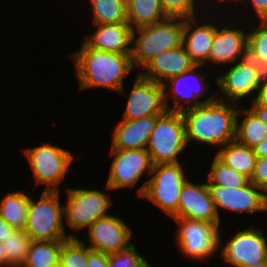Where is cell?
Listing matches in <instances>:
<instances>
[{
    "label": "cell",
    "mask_w": 267,
    "mask_h": 267,
    "mask_svg": "<svg viewBox=\"0 0 267 267\" xmlns=\"http://www.w3.org/2000/svg\"><path fill=\"white\" fill-rule=\"evenodd\" d=\"M197 0H160L161 6L169 17H196Z\"/></svg>",
    "instance_id": "34"
},
{
    "label": "cell",
    "mask_w": 267,
    "mask_h": 267,
    "mask_svg": "<svg viewBox=\"0 0 267 267\" xmlns=\"http://www.w3.org/2000/svg\"><path fill=\"white\" fill-rule=\"evenodd\" d=\"M195 65L181 45L155 56L143 67L147 73L140 72L139 74L146 79L162 84L164 82L162 80L182 74Z\"/></svg>",
    "instance_id": "18"
},
{
    "label": "cell",
    "mask_w": 267,
    "mask_h": 267,
    "mask_svg": "<svg viewBox=\"0 0 267 267\" xmlns=\"http://www.w3.org/2000/svg\"><path fill=\"white\" fill-rule=\"evenodd\" d=\"M208 182L207 184H217L228 188H241L249 182V179L225 165L215 156L209 172Z\"/></svg>",
    "instance_id": "31"
},
{
    "label": "cell",
    "mask_w": 267,
    "mask_h": 267,
    "mask_svg": "<svg viewBox=\"0 0 267 267\" xmlns=\"http://www.w3.org/2000/svg\"><path fill=\"white\" fill-rule=\"evenodd\" d=\"M234 1L243 2L244 0H234ZM250 1H251L252 6L254 7L253 9L257 14L256 16H258L259 21H266L267 20V0H250Z\"/></svg>",
    "instance_id": "38"
},
{
    "label": "cell",
    "mask_w": 267,
    "mask_h": 267,
    "mask_svg": "<svg viewBox=\"0 0 267 267\" xmlns=\"http://www.w3.org/2000/svg\"><path fill=\"white\" fill-rule=\"evenodd\" d=\"M200 66L201 65H195L190 70L185 71L184 73L179 74L177 76H173V77L169 78L167 81L171 82L172 87H173L170 89L169 93L166 91L167 81L162 83V86L164 88V93H163L164 94V102H165V106L167 108V111L182 113L183 111H185L187 109L198 107L203 103H211L217 99V94H213L210 97H208L206 100L201 101L200 96L203 93H205L206 90H209V86H207L205 83V80H204L205 77L203 75H199L198 71L196 70V69H199ZM187 77L188 78L190 77L191 80L193 78L194 80L198 81L197 86L194 87L193 85L190 86V85L186 84L187 83ZM185 81H186V83H185ZM180 87H182V90ZM170 94H171V98L174 101V106H173V108L171 107V109L168 107V103L166 102V100L169 99ZM179 100L180 101L185 100L184 101L185 103L192 102V104L188 105V106L187 105L184 106V104L180 105ZM193 101H194V103H193Z\"/></svg>",
    "instance_id": "17"
},
{
    "label": "cell",
    "mask_w": 267,
    "mask_h": 267,
    "mask_svg": "<svg viewBox=\"0 0 267 267\" xmlns=\"http://www.w3.org/2000/svg\"><path fill=\"white\" fill-rule=\"evenodd\" d=\"M221 148L216 157L228 167L250 179L257 160L254 149L236 140L230 141Z\"/></svg>",
    "instance_id": "24"
},
{
    "label": "cell",
    "mask_w": 267,
    "mask_h": 267,
    "mask_svg": "<svg viewBox=\"0 0 267 267\" xmlns=\"http://www.w3.org/2000/svg\"><path fill=\"white\" fill-rule=\"evenodd\" d=\"M161 115H151L135 120L123 119L117 125L112 149H146L157 119Z\"/></svg>",
    "instance_id": "21"
},
{
    "label": "cell",
    "mask_w": 267,
    "mask_h": 267,
    "mask_svg": "<svg viewBox=\"0 0 267 267\" xmlns=\"http://www.w3.org/2000/svg\"><path fill=\"white\" fill-rule=\"evenodd\" d=\"M266 75L267 73L248 57L240 60L223 76L217 78L219 91L224 94L222 96H226L221 98L217 95V99L236 103L241 98L257 92Z\"/></svg>",
    "instance_id": "10"
},
{
    "label": "cell",
    "mask_w": 267,
    "mask_h": 267,
    "mask_svg": "<svg viewBox=\"0 0 267 267\" xmlns=\"http://www.w3.org/2000/svg\"><path fill=\"white\" fill-rule=\"evenodd\" d=\"M68 202L64 208L66 223L71 229L89 228L99 218L107 216V209L112 204L110 196L87 189H67Z\"/></svg>",
    "instance_id": "9"
},
{
    "label": "cell",
    "mask_w": 267,
    "mask_h": 267,
    "mask_svg": "<svg viewBox=\"0 0 267 267\" xmlns=\"http://www.w3.org/2000/svg\"><path fill=\"white\" fill-rule=\"evenodd\" d=\"M90 246L93 251L106 254L127 249L131 244V229L128 225L112 215L96 220L89 228Z\"/></svg>",
    "instance_id": "16"
},
{
    "label": "cell",
    "mask_w": 267,
    "mask_h": 267,
    "mask_svg": "<svg viewBox=\"0 0 267 267\" xmlns=\"http://www.w3.org/2000/svg\"><path fill=\"white\" fill-rule=\"evenodd\" d=\"M172 218L204 221L219 227L220 217L207 184H193L186 180L181 188L178 212Z\"/></svg>",
    "instance_id": "15"
},
{
    "label": "cell",
    "mask_w": 267,
    "mask_h": 267,
    "mask_svg": "<svg viewBox=\"0 0 267 267\" xmlns=\"http://www.w3.org/2000/svg\"><path fill=\"white\" fill-rule=\"evenodd\" d=\"M244 267H267V260L263 261L261 263H257V264H253V265H249V266H244Z\"/></svg>",
    "instance_id": "43"
},
{
    "label": "cell",
    "mask_w": 267,
    "mask_h": 267,
    "mask_svg": "<svg viewBox=\"0 0 267 267\" xmlns=\"http://www.w3.org/2000/svg\"><path fill=\"white\" fill-rule=\"evenodd\" d=\"M64 241H31L26 263L22 267H59Z\"/></svg>",
    "instance_id": "26"
},
{
    "label": "cell",
    "mask_w": 267,
    "mask_h": 267,
    "mask_svg": "<svg viewBox=\"0 0 267 267\" xmlns=\"http://www.w3.org/2000/svg\"><path fill=\"white\" fill-rule=\"evenodd\" d=\"M150 176L138 189V195L173 217L178 212L181 188L187 180L183 166L180 162L155 164Z\"/></svg>",
    "instance_id": "5"
},
{
    "label": "cell",
    "mask_w": 267,
    "mask_h": 267,
    "mask_svg": "<svg viewBox=\"0 0 267 267\" xmlns=\"http://www.w3.org/2000/svg\"><path fill=\"white\" fill-rule=\"evenodd\" d=\"M184 24V17H168L154 25L133 29L132 43L135 44L131 46L133 65L144 67L161 52L181 46Z\"/></svg>",
    "instance_id": "3"
},
{
    "label": "cell",
    "mask_w": 267,
    "mask_h": 267,
    "mask_svg": "<svg viewBox=\"0 0 267 267\" xmlns=\"http://www.w3.org/2000/svg\"><path fill=\"white\" fill-rule=\"evenodd\" d=\"M247 48L248 33L240 28L230 29L228 26L218 29L215 26V36L209 51V60L215 64L233 63L240 58L243 60L247 58Z\"/></svg>",
    "instance_id": "19"
},
{
    "label": "cell",
    "mask_w": 267,
    "mask_h": 267,
    "mask_svg": "<svg viewBox=\"0 0 267 267\" xmlns=\"http://www.w3.org/2000/svg\"><path fill=\"white\" fill-rule=\"evenodd\" d=\"M58 190H45L40 200L35 202L30 197L25 233L32 241L67 240L76 237L66 234L63 216L64 208L60 205Z\"/></svg>",
    "instance_id": "4"
},
{
    "label": "cell",
    "mask_w": 267,
    "mask_h": 267,
    "mask_svg": "<svg viewBox=\"0 0 267 267\" xmlns=\"http://www.w3.org/2000/svg\"><path fill=\"white\" fill-rule=\"evenodd\" d=\"M95 32L86 38L89 48L118 54H131L132 28L128 22L96 25Z\"/></svg>",
    "instance_id": "20"
},
{
    "label": "cell",
    "mask_w": 267,
    "mask_h": 267,
    "mask_svg": "<svg viewBox=\"0 0 267 267\" xmlns=\"http://www.w3.org/2000/svg\"><path fill=\"white\" fill-rule=\"evenodd\" d=\"M163 93L162 84L138 74L130 91L123 119L135 120L151 115H163L167 111Z\"/></svg>",
    "instance_id": "14"
},
{
    "label": "cell",
    "mask_w": 267,
    "mask_h": 267,
    "mask_svg": "<svg viewBox=\"0 0 267 267\" xmlns=\"http://www.w3.org/2000/svg\"><path fill=\"white\" fill-rule=\"evenodd\" d=\"M255 154L259 158L267 157V137L264 138L258 145L254 148Z\"/></svg>",
    "instance_id": "41"
},
{
    "label": "cell",
    "mask_w": 267,
    "mask_h": 267,
    "mask_svg": "<svg viewBox=\"0 0 267 267\" xmlns=\"http://www.w3.org/2000/svg\"><path fill=\"white\" fill-rule=\"evenodd\" d=\"M185 120L180 112L166 111L155 124L146 150L153 165L179 163L177 156L187 146Z\"/></svg>",
    "instance_id": "6"
},
{
    "label": "cell",
    "mask_w": 267,
    "mask_h": 267,
    "mask_svg": "<svg viewBox=\"0 0 267 267\" xmlns=\"http://www.w3.org/2000/svg\"><path fill=\"white\" fill-rule=\"evenodd\" d=\"M79 91L104 87L124 93L123 78L133 68L131 54H118L89 48L85 43L72 55Z\"/></svg>",
    "instance_id": "2"
},
{
    "label": "cell",
    "mask_w": 267,
    "mask_h": 267,
    "mask_svg": "<svg viewBox=\"0 0 267 267\" xmlns=\"http://www.w3.org/2000/svg\"><path fill=\"white\" fill-rule=\"evenodd\" d=\"M93 11V23L111 24L128 22L126 0H90Z\"/></svg>",
    "instance_id": "28"
},
{
    "label": "cell",
    "mask_w": 267,
    "mask_h": 267,
    "mask_svg": "<svg viewBox=\"0 0 267 267\" xmlns=\"http://www.w3.org/2000/svg\"><path fill=\"white\" fill-rule=\"evenodd\" d=\"M261 230L247 228L230 238L221 251L223 259L235 267H244L267 260V242Z\"/></svg>",
    "instance_id": "13"
},
{
    "label": "cell",
    "mask_w": 267,
    "mask_h": 267,
    "mask_svg": "<svg viewBox=\"0 0 267 267\" xmlns=\"http://www.w3.org/2000/svg\"><path fill=\"white\" fill-rule=\"evenodd\" d=\"M110 267H149V263L138 251L135 245H130L127 249L108 254Z\"/></svg>",
    "instance_id": "33"
},
{
    "label": "cell",
    "mask_w": 267,
    "mask_h": 267,
    "mask_svg": "<svg viewBox=\"0 0 267 267\" xmlns=\"http://www.w3.org/2000/svg\"><path fill=\"white\" fill-rule=\"evenodd\" d=\"M267 126V108L263 106H251L249 108Z\"/></svg>",
    "instance_id": "40"
},
{
    "label": "cell",
    "mask_w": 267,
    "mask_h": 267,
    "mask_svg": "<svg viewBox=\"0 0 267 267\" xmlns=\"http://www.w3.org/2000/svg\"><path fill=\"white\" fill-rule=\"evenodd\" d=\"M196 22L195 17L185 18L182 45L196 65H204L207 60L209 61V51L215 36V25L199 26L194 24Z\"/></svg>",
    "instance_id": "22"
},
{
    "label": "cell",
    "mask_w": 267,
    "mask_h": 267,
    "mask_svg": "<svg viewBox=\"0 0 267 267\" xmlns=\"http://www.w3.org/2000/svg\"><path fill=\"white\" fill-rule=\"evenodd\" d=\"M31 241L24 230H14L2 241L8 267H22L26 263Z\"/></svg>",
    "instance_id": "29"
},
{
    "label": "cell",
    "mask_w": 267,
    "mask_h": 267,
    "mask_svg": "<svg viewBox=\"0 0 267 267\" xmlns=\"http://www.w3.org/2000/svg\"><path fill=\"white\" fill-rule=\"evenodd\" d=\"M237 112L236 104L218 99L183 111L187 144L195 140L221 148L235 140Z\"/></svg>",
    "instance_id": "1"
},
{
    "label": "cell",
    "mask_w": 267,
    "mask_h": 267,
    "mask_svg": "<svg viewBox=\"0 0 267 267\" xmlns=\"http://www.w3.org/2000/svg\"><path fill=\"white\" fill-rule=\"evenodd\" d=\"M179 224L176 242L189 259L206 260L221 245L219 227L204 221L175 219Z\"/></svg>",
    "instance_id": "8"
},
{
    "label": "cell",
    "mask_w": 267,
    "mask_h": 267,
    "mask_svg": "<svg viewBox=\"0 0 267 267\" xmlns=\"http://www.w3.org/2000/svg\"><path fill=\"white\" fill-rule=\"evenodd\" d=\"M87 267H110L108 254L93 251L88 247Z\"/></svg>",
    "instance_id": "36"
},
{
    "label": "cell",
    "mask_w": 267,
    "mask_h": 267,
    "mask_svg": "<svg viewBox=\"0 0 267 267\" xmlns=\"http://www.w3.org/2000/svg\"><path fill=\"white\" fill-rule=\"evenodd\" d=\"M126 15L132 30L154 25L169 17L160 0H126Z\"/></svg>",
    "instance_id": "23"
},
{
    "label": "cell",
    "mask_w": 267,
    "mask_h": 267,
    "mask_svg": "<svg viewBox=\"0 0 267 267\" xmlns=\"http://www.w3.org/2000/svg\"><path fill=\"white\" fill-rule=\"evenodd\" d=\"M251 106H263L267 108V75L263 78L258 94Z\"/></svg>",
    "instance_id": "37"
},
{
    "label": "cell",
    "mask_w": 267,
    "mask_h": 267,
    "mask_svg": "<svg viewBox=\"0 0 267 267\" xmlns=\"http://www.w3.org/2000/svg\"><path fill=\"white\" fill-rule=\"evenodd\" d=\"M88 246L77 237H69L62 244L59 267H87Z\"/></svg>",
    "instance_id": "32"
},
{
    "label": "cell",
    "mask_w": 267,
    "mask_h": 267,
    "mask_svg": "<svg viewBox=\"0 0 267 267\" xmlns=\"http://www.w3.org/2000/svg\"><path fill=\"white\" fill-rule=\"evenodd\" d=\"M4 266H8V263L5 256L4 247L2 246V242H0V267Z\"/></svg>",
    "instance_id": "42"
},
{
    "label": "cell",
    "mask_w": 267,
    "mask_h": 267,
    "mask_svg": "<svg viewBox=\"0 0 267 267\" xmlns=\"http://www.w3.org/2000/svg\"><path fill=\"white\" fill-rule=\"evenodd\" d=\"M242 110L238 108L236 116L235 140L250 148H254L267 137V126L249 108ZM241 112L244 113L245 118L238 125Z\"/></svg>",
    "instance_id": "25"
},
{
    "label": "cell",
    "mask_w": 267,
    "mask_h": 267,
    "mask_svg": "<svg viewBox=\"0 0 267 267\" xmlns=\"http://www.w3.org/2000/svg\"><path fill=\"white\" fill-rule=\"evenodd\" d=\"M37 183L45 184V190H58L73 160L67 150L54 145L44 144L25 150Z\"/></svg>",
    "instance_id": "7"
},
{
    "label": "cell",
    "mask_w": 267,
    "mask_h": 267,
    "mask_svg": "<svg viewBox=\"0 0 267 267\" xmlns=\"http://www.w3.org/2000/svg\"><path fill=\"white\" fill-rule=\"evenodd\" d=\"M247 57L267 73V20L249 31Z\"/></svg>",
    "instance_id": "30"
},
{
    "label": "cell",
    "mask_w": 267,
    "mask_h": 267,
    "mask_svg": "<svg viewBox=\"0 0 267 267\" xmlns=\"http://www.w3.org/2000/svg\"><path fill=\"white\" fill-rule=\"evenodd\" d=\"M114 156L106 185L108 190L134 187L147 170L151 174L153 164L146 149H111Z\"/></svg>",
    "instance_id": "11"
},
{
    "label": "cell",
    "mask_w": 267,
    "mask_h": 267,
    "mask_svg": "<svg viewBox=\"0 0 267 267\" xmlns=\"http://www.w3.org/2000/svg\"><path fill=\"white\" fill-rule=\"evenodd\" d=\"M15 229L0 216V242L6 240Z\"/></svg>",
    "instance_id": "39"
},
{
    "label": "cell",
    "mask_w": 267,
    "mask_h": 267,
    "mask_svg": "<svg viewBox=\"0 0 267 267\" xmlns=\"http://www.w3.org/2000/svg\"><path fill=\"white\" fill-rule=\"evenodd\" d=\"M249 181L267 193V157H257L256 164Z\"/></svg>",
    "instance_id": "35"
},
{
    "label": "cell",
    "mask_w": 267,
    "mask_h": 267,
    "mask_svg": "<svg viewBox=\"0 0 267 267\" xmlns=\"http://www.w3.org/2000/svg\"><path fill=\"white\" fill-rule=\"evenodd\" d=\"M207 187L218 214L219 207L238 213L267 211V193L250 181L241 188H228L217 184H207Z\"/></svg>",
    "instance_id": "12"
},
{
    "label": "cell",
    "mask_w": 267,
    "mask_h": 267,
    "mask_svg": "<svg viewBox=\"0 0 267 267\" xmlns=\"http://www.w3.org/2000/svg\"><path fill=\"white\" fill-rule=\"evenodd\" d=\"M29 196L24 192L7 194L0 203V216L15 230H24L27 222Z\"/></svg>",
    "instance_id": "27"
}]
</instances>
